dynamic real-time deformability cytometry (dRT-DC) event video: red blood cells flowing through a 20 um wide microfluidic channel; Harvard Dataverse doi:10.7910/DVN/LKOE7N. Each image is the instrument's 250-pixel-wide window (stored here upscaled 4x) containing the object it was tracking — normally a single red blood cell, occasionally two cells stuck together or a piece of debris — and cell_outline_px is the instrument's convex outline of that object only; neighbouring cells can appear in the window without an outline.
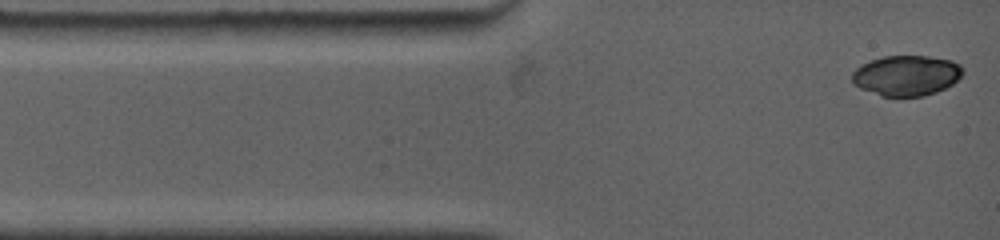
{"species": "common noctule bat (a hibernating species)", "species_latin": "Nyctalus noctula", "temperature_condition": "warm", "stored_images_in_passage": 59, "camera_frame_rate_fps": 4500, "um_per_image_px": 0.085, "animal": {"sex": "female", "body_mass_g": 19.0, "forearm_length_mm": 53.3}, "frame": {"image": 1, "passage_image": 1, "time_ms": 0.0, "image_size_px": [1000, 240], "cell_outline_px": [[964, 72], [952, 84], [936, 92], [924, 96], [880, 96], [860, 88], [852, 84], [852, 72], [856, 68], [872, 60], [884, 56], [928, 56], [952, 60], [960, 64], [964, 68]], "centroid_in_image_um": [77.05, 6.42], "position_along_channel_um": 7.9, "area_um2": 26.07}}
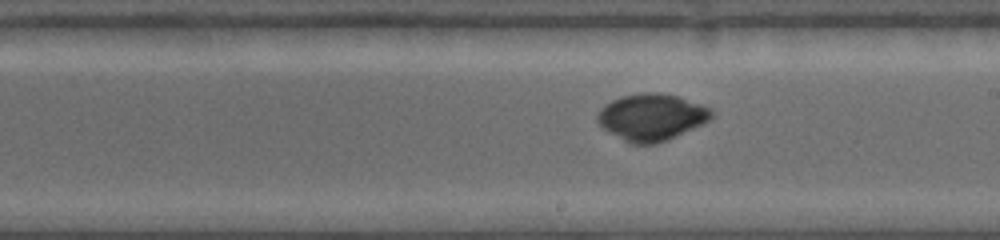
{"frame": {"image": 2, "passage_image": 33, "time_ms": 7.111, "image_size_px": [1000, 240], "cell_outline_px": [[716, 112], [704, 124], [668, 140], [656, 144], [632, 144], [604, 128], [596, 120], [596, 112], [604, 104], [620, 96], [644, 92], [660, 92], [680, 96], [712, 108]], "centroid_in_image_um": [55.42, 9.93], "position_along_channel_um": 233.6, "area_um2": 31.44}}
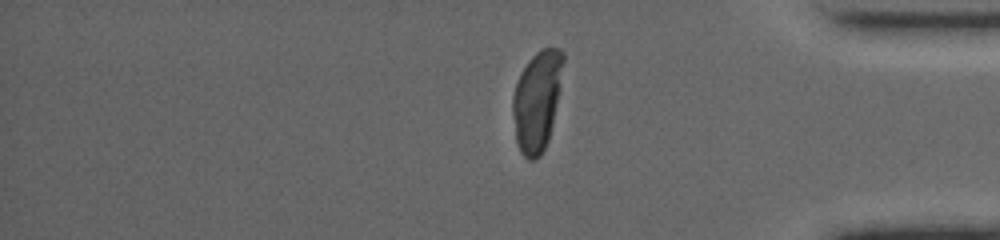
{"frame": {"image": 3, "passage_image": 59, "time_ms": 11.778, "image_size_px": [1000, 240], "cell_outline_px": [[564, 60], [552, 124], [548, 140], [540, 156], [532, 160], [528, 160], [520, 152], [516, 144], [512, 112], [512, 96], [520, 72], [528, 60], [536, 52], [544, 48], [560, 48], [564, 52]], "centroid_in_image_um": [45.61, 8.57], "position_along_channel_um": 389.6, "area_um2": 29.3}, "authors_computed_cell_mechanics": {"area_um2": 29.9404, "velocity_mm_per_s": 3.7672, "shape_relaxation_time_tau1_ms": null, "shape_relaxation_time_tau2_ms": 2.4855, "deformation_change_tau1": null, "deformation_change_tau2": 0.0235}}